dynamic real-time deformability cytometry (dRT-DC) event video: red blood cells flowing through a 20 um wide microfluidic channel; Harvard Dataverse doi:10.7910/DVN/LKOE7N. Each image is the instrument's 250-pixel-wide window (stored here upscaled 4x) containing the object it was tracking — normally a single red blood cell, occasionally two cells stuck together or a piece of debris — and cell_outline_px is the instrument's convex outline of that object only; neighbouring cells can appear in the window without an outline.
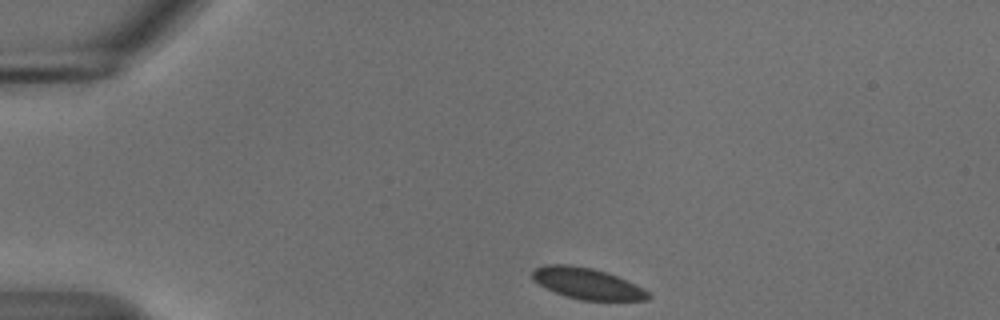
{"species": "common noctule bat (a hibernating species)", "species_latin": "Nyctalus noctula", "temperature_condition": "cold", "stored_images_in_passage": 45, "camera_frame_rate_fps": 3000, "um_per_image_px": 0.085, "animal": {"sex": "male", "body_mass_g": 18.8}, "frame": {"image": 1, "passage_image": 1, "time_ms": 0.0, "image_size_px": [1000, 320], "cell_outline_px": [[652, 296], [648, 300], [580, 300], [564, 296], [532, 280], [532, 268], [544, 264], [568, 264], [592, 268], [616, 276], [648, 292]], "centroid_in_image_um": [49.84, 24.09], "position_along_channel_um": 35.2, "area_um2": 20.75}}
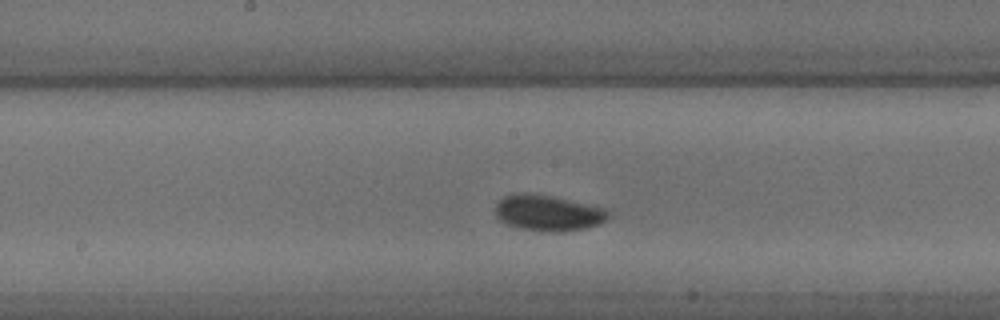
{"frame": {"image": 2, "passage_image": 19, "time_ms": 6.0, "image_size_px": [1000, 320], "cell_outline_px": [[612, 212], [600, 224], [584, 228], [564, 232], [548, 232], [520, 228], [508, 224], [500, 220], [496, 216], [496, 204], [504, 196], [520, 192], [524, 192], [548, 196], [608, 208]], "centroid_in_image_um": [46.61, 18.11], "position_along_channel_um": 201.6, "area_um2": 23.52}}
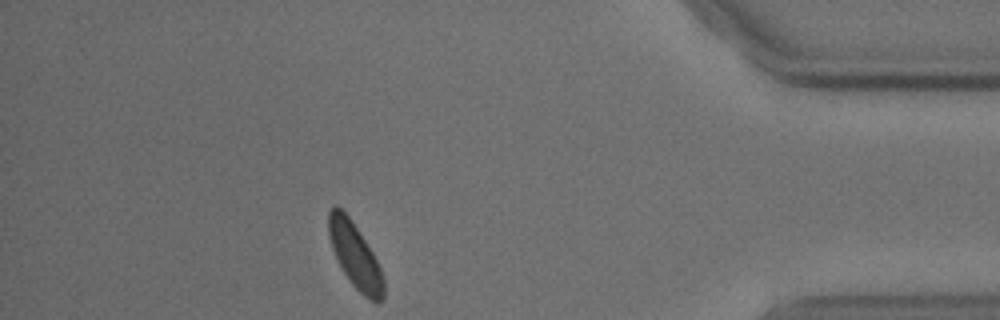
{"frame": {"image": 3, "passage_image": 39, "time_ms": 12.667, "image_size_px": [1000, 320], "cell_outline_px": [[384, 300], [380, 304], [376, 304], [364, 296], [352, 284], [344, 272], [332, 248], [328, 236], [328, 212], [336, 204], [348, 216], [372, 252], [380, 268], [384, 280]], "centroid_in_image_um": [30.19, 21.77], "position_along_channel_um": 405.0, "area_um2": 20.52}}